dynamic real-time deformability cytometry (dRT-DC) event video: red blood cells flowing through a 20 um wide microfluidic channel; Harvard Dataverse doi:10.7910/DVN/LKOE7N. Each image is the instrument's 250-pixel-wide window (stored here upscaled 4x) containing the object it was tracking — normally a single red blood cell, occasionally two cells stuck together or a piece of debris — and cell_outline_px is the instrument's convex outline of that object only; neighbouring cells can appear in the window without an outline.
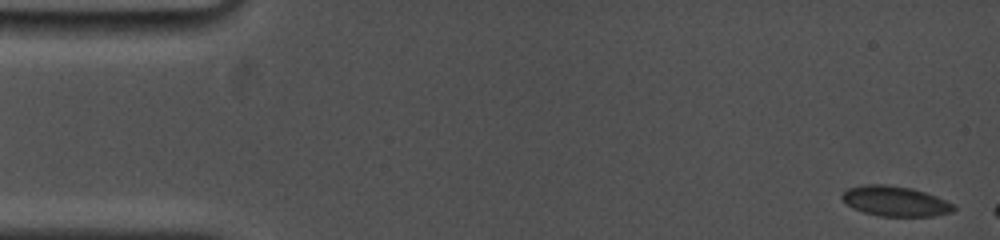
{"species": "common noctule bat (a hibernating species)", "species_latin": "Nyctalus noctula", "temperature_condition": "cold", "stored_images_in_passage": 3, "camera_frame_rate_fps": 5000, "um_per_image_px": 0.085, "animal": {"sex": "female", "body_mass_g": 19.0, "forearm_length_mm": 53.3}, "frame": {"image": 1, "passage_image": 1, "time_ms": 0.0, "image_size_px": [1000, 240], "cell_outline_px": [[956, 208], [952, 212], [932, 216], [880, 216], [864, 212], [852, 208], [840, 196], [840, 192], [848, 188], [868, 184], [884, 184], [912, 188], [936, 196], [956, 204]], "centroid_in_image_um": [76.1, 17.09], "position_along_channel_um": 8.9, "area_um2": 19.65}}